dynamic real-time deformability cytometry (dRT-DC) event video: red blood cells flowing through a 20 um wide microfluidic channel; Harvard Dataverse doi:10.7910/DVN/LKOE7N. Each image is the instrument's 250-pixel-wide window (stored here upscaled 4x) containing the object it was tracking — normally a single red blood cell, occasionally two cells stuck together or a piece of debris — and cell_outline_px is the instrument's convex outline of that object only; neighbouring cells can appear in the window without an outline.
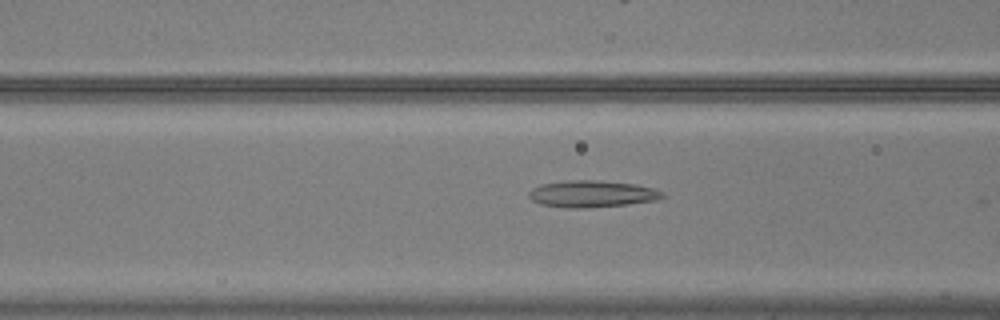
{"species": "common noctule bat (a hibernating species)", "species_latin": "Nyctalus noctula", "temperature_condition": "warm", "stored_images_in_passage": 35, "camera_frame_rate_fps": 3000, "um_per_image_px": 0.085, "animal": {"sex": "male", "body_mass_g": 20.5, "forearm_length_mm": 52.5}, "frame": {"image": 1, "passage_image": 6, "time_ms": 1.667, "image_size_px": [1000, 320], "cell_outline_px": [[668, 196], [656, 200], [628, 204], [584, 208], [568, 208], [540, 204], [532, 200], [528, 196], [528, 192], [532, 188], [540, 184], [568, 180], [596, 180], [636, 184], [652, 188], [664, 192]], "centroid_in_image_um": [50.32, 16.48], "position_along_channel_um": 116.3, "area_um2": 20.98}}
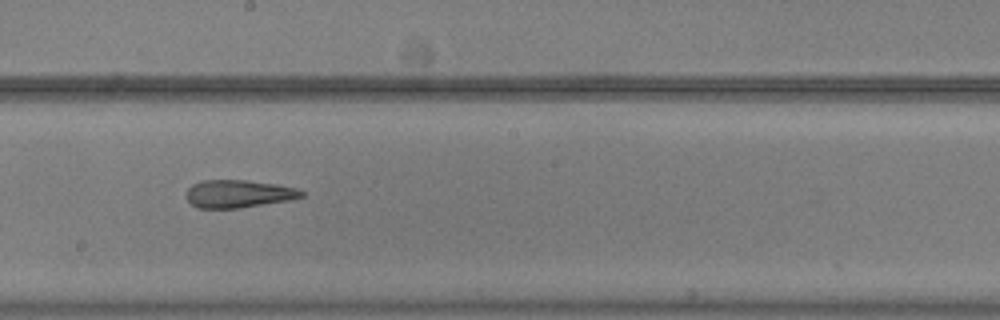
{"frame": {"image": 2, "passage_image": 15, "time_ms": 4.667, "image_size_px": [1000, 320], "cell_outline_px": [[304, 196], [292, 200], [240, 208], [196, 208], [184, 196], [188, 188], [192, 184], [200, 180], [244, 180], [276, 184], [296, 188], [304, 192]], "centroid_in_image_um": [20.25, 16.47], "position_along_channel_um": 227.9, "area_um2": 18.84}}
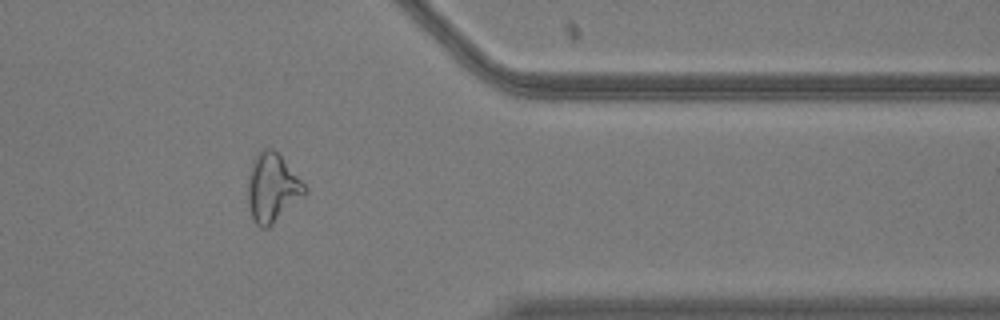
{"frame": {"image": 3, "passage_image": 29, "time_ms": 9.333, "image_size_px": [1000, 320], "cell_outline_px": [[308, 192], [304, 196], [268, 228], [260, 228], [252, 220], [248, 208], [248, 176], [252, 160], [264, 148], [272, 148], [280, 156], [308, 188]], "centroid_in_image_um": [23.13, 16.0], "position_along_channel_um": 388.3, "area_um2": 22.72}, "authors_computed_cell_mechanics": {"area_um2": 20.0566, "velocity_mm_per_s": 3.7172, "shape_relaxation_time_tau1_ms": null, "shape_relaxation_time_tau2_ms": 2.9507, "deformation_change_tau1": null, "deformation_change_tau2": 0.1358}}